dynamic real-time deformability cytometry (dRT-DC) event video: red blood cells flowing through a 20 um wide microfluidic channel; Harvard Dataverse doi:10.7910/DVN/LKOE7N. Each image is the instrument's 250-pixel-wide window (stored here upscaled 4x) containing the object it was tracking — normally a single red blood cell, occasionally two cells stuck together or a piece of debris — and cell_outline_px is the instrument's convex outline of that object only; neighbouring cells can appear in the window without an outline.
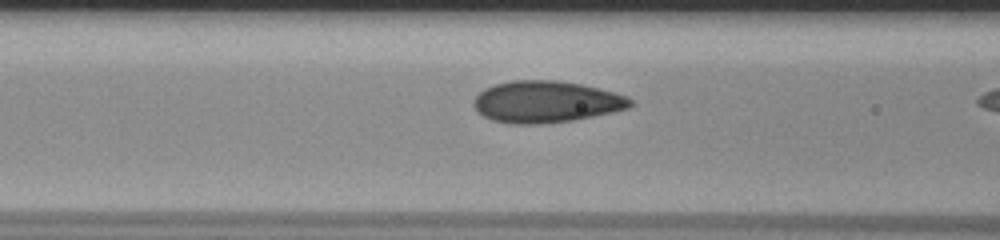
{"species": "human", "species_latin": "Homo sapiens", "temperature_condition": "room temperature", "stored_images_in_passage": 35, "camera_frame_rate_fps": 3000, "um_per_image_px": 0.085, "donor": {"sex": "male"}, "frame": {"image": 1, "passage_image": 14, "time_ms": 4.333, "image_size_px": [1000, 240], "cell_outline_px": [[632, 104], [628, 108], [612, 112], [572, 120], [544, 124], [512, 124], [492, 120], [476, 112], [472, 104], [472, 100], [484, 88], [496, 84], [512, 80], [556, 80], [580, 84], [628, 96], [632, 100]], "centroid_in_image_um": [46.36, 8.66], "position_along_channel_um": 120.2, "area_um2": 38.03}}
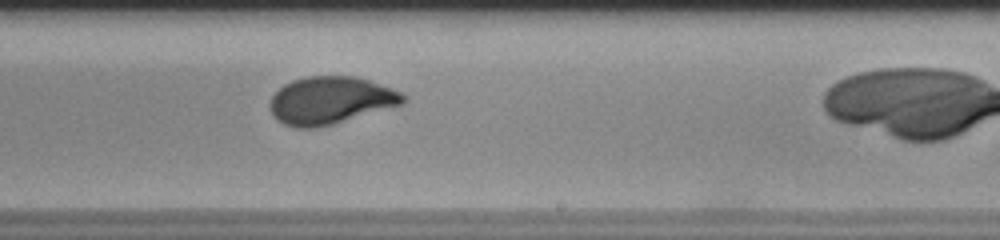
{"frame": {"image": 2, "passage_image": 25, "time_ms": 8.0, "image_size_px": [1000, 240], "cell_outline_px": [[404, 104], [332, 124], [312, 128], [296, 128], [284, 124], [276, 120], [272, 116], [268, 104], [272, 96], [284, 84], [292, 80], [308, 76], [356, 76], [404, 92]], "centroid_in_image_um": [28.07, 8.53], "position_along_channel_um": 260.9, "area_um2": 36.93}}
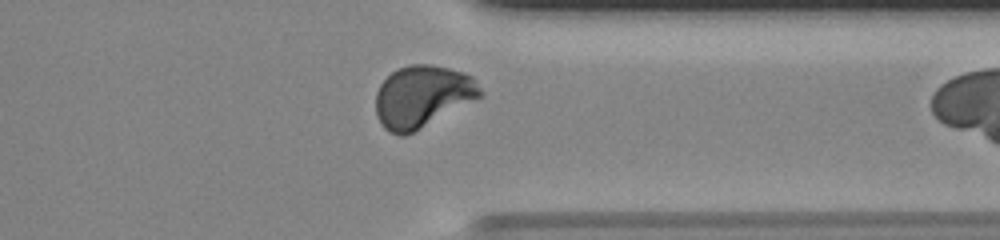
{"frame": {"image": 3, "passage_image": 34, "time_ms": 11.0, "image_size_px": [1000, 240], "cell_outline_px": [[484, 96], [404, 136], [400, 136], [388, 132], [380, 124], [376, 116], [376, 92], [380, 84], [392, 72], [408, 64], [428, 64], [448, 68], [464, 72], [472, 76], [484, 92]], "centroid_in_image_um": [35.91, 8.2], "position_along_channel_um": 375.5, "area_um2": 37.86}}